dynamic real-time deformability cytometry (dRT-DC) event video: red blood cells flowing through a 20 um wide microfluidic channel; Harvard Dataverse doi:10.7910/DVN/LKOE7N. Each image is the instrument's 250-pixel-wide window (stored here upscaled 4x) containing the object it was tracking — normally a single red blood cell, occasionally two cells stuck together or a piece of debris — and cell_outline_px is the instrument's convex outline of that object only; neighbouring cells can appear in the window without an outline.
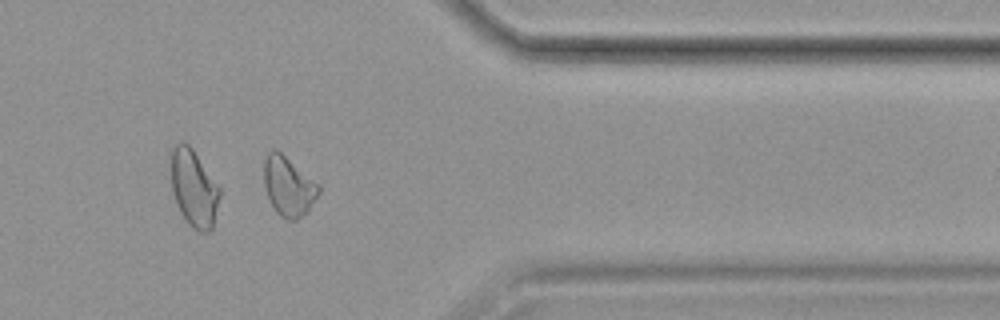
{"species": "common noctule bat (a hibernating species)", "species_latin": "Nyctalus noctula", "temperature_condition": "cold", "stored_images_in_passage": 56, "segment_of_instrument_passage": [2, 2], "camera_frame_rate_fps": 3000, "um_per_image_px": 0.085, "animal": {"sex": "female", "body_mass_g": 19.9}, "frame": {"image": 1, "passage_image": 46, "time_ms": 15.0, "image_size_px": [1000, 320], "cell_outline_px": [[320, 192], [308, 212], [296, 220], [288, 220], [280, 216], [276, 212], [264, 188], [264, 160], [268, 152], [272, 148], [276, 148], [320, 184]], "centroid_in_image_um": [24.53, 15.82], "position_along_channel_um": 386.9, "area_um2": 19.19}}